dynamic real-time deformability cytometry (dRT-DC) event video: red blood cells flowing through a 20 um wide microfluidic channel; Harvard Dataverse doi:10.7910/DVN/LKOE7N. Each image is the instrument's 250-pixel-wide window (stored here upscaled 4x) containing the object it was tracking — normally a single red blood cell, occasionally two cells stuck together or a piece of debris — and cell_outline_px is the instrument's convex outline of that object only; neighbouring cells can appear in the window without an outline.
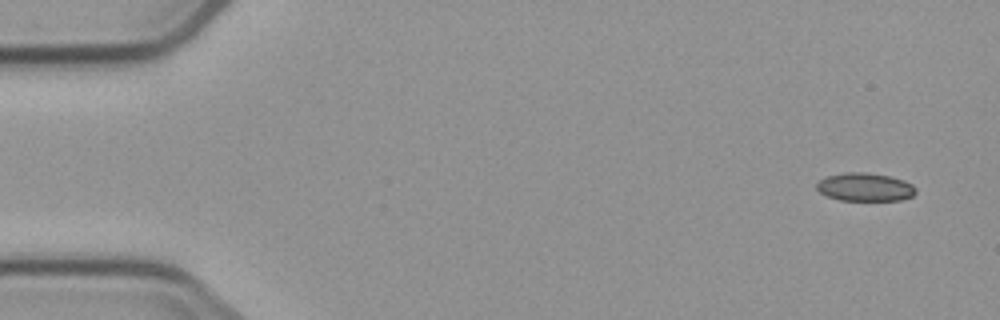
{"species": "common noctule bat (a hibernating species)", "species_latin": "Nyctalus noctula", "temperature_condition": "cold", "stored_images_in_passage": 5, "camera_frame_rate_fps": 3000, "um_per_image_px": 0.085, "animal": {"sex": "male", "body_mass_g": 23.1, "forearm_length_mm": 52.7}, "frame": {"image": 1, "passage_image": 1, "time_ms": 0.0, "image_size_px": [1000, 320], "cell_outline_px": [[916, 192], [912, 196], [900, 200], [840, 200], [828, 196], [820, 192], [816, 188], [816, 184], [820, 180], [828, 176], [844, 172], [868, 172], [888, 176], [904, 180], [912, 184], [916, 188]], "centroid_in_image_um": [73.53, 15.89], "position_along_channel_um": 11.5, "area_um2": 16.24}}
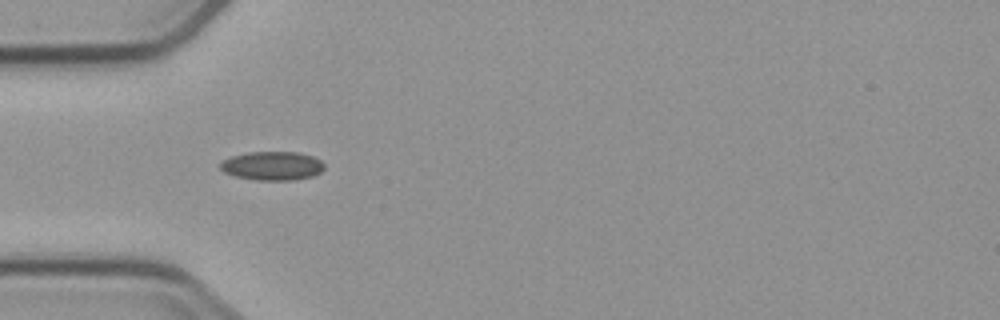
{"frame": {"image": 2, "passage_image": 5, "time_ms": 4.667, "image_size_px": [1000, 320], "cell_outline_px": [[324, 168], [320, 172], [312, 176], [292, 180], [256, 180], [236, 176], [224, 172], [220, 168], [220, 164], [224, 160], [232, 156], [248, 152], [296, 152], [312, 156], [320, 160], [324, 164]], "centroid_in_image_um": [23.15, 14.09], "position_along_channel_um": 61.9, "area_um2": 17.28}}